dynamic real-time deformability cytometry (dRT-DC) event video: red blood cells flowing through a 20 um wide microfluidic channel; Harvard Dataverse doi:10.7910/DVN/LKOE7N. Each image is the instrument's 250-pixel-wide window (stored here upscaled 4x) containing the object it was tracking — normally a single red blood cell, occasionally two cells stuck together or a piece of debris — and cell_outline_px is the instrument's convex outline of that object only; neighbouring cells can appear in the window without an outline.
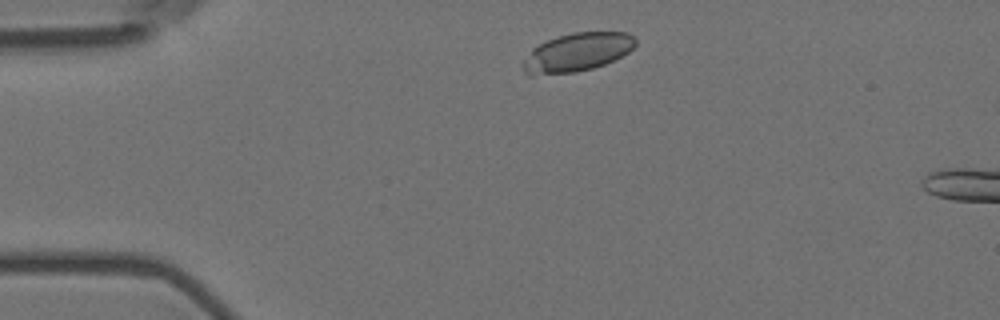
{"species": "Egyptian fruit bat (a non-hibernating species)", "species_latin": "Rousettus aegyptiacus", "temperature_condition": "room temperature", "stored_images_in_passage": 3, "camera_frame_rate_fps": 3000, "um_per_image_px": 0.085, "animal": {"sex": "female"}, "frame": {"image": 1, "passage_image": 1, "time_ms": 0.0, "image_size_px": [1000, 320], "cell_outline_px": [[636, 44], [628, 52], [604, 64], [592, 68], [576, 72], [532, 76], [528, 76], [524, 72], [520, 64], [532, 48], [548, 40], [572, 32], [628, 32], [636, 40]], "centroid_in_image_um": [48.99, 4.46], "position_along_channel_um": 36.0, "area_um2": 25.26}}